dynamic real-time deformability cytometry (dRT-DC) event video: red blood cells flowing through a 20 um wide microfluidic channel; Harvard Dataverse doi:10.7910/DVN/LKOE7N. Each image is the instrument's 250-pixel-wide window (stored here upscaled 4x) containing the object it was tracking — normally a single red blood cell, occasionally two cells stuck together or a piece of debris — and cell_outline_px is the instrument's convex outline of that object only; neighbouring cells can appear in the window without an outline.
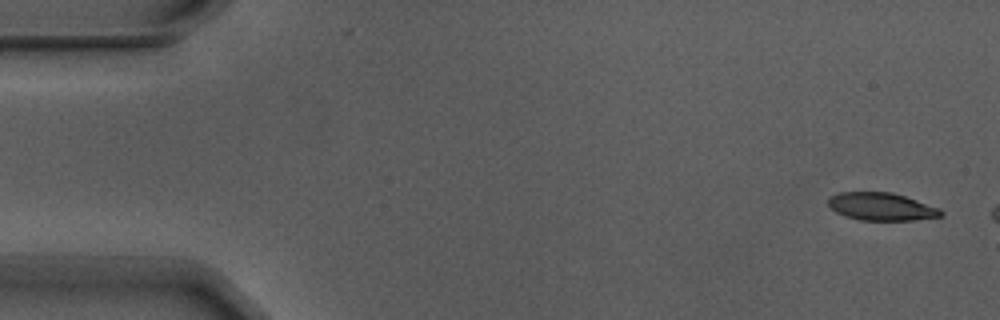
{"species": "Egyptian fruit bat (a non-hibernating species)", "species_latin": "Rousettus aegyptiacus", "temperature_condition": "warm", "stored_images_in_passage": 3, "camera_frame_rate_fps": 3000, "um_per_image_px": 0.085, "animal": {"sex": "male"}, "frame": {"image": 1, "passage_image": 1, "time_ms": 0.0, "image_size_px": [1000, 320], "cell_outline_px": [[944, 216], [912, 220], [860, 220], [844, 216], [836, 212], [828, 204], [828, 200], [832, 196], [840, 192], [892, 192], [940, 208], [944, 212]], "centroid_in_image_um": [74.94, 17.57], "position_along_channel_um": 10.1, "area_um2": 18.15}}